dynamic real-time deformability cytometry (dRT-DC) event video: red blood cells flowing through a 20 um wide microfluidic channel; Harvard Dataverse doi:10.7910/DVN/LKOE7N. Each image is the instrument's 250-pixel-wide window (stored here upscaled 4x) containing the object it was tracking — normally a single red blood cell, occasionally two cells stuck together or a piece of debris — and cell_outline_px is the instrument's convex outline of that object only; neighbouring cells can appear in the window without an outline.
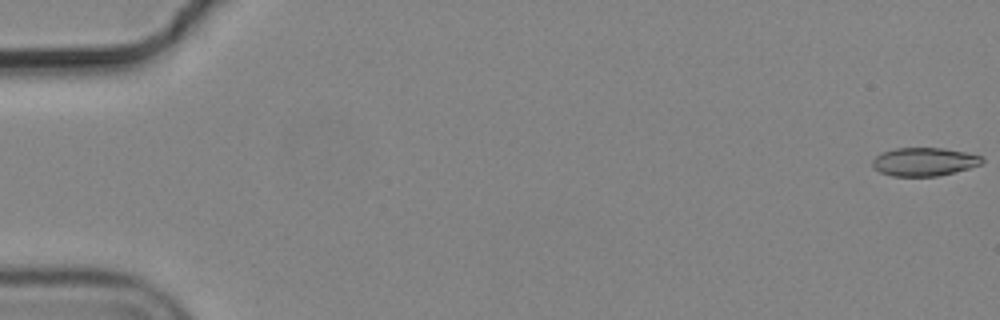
{"species": "common noctule bat (a hibernating species)", "species_latin": "Nyctalus noctula", "temperature_condition": "cold", "stored_images_in_passage": 16, "camera_frame_rate_fps": 3000, "um_per_image_px": 0.085, "animal": {"sex": "male", "body_mass_g": 19.2, "forearm_length_mm": 51.8}, "frame": {"image": 1, "passage_image": 1, "time_ms": 0.0, "image_size_px": [1000, 320], "cell_outline_px": [[984, 160], [980, 164], [968, 168], [936, 176], [892, 176], [880, 172], [872, 168], [872, 160], [880, 152], [896, 148], [944, 148], [984, 156]], "centroid_in_image_um": [78.51, 13.74], "position_along_channel_um": 6.5, "area_um2": 18.09}}
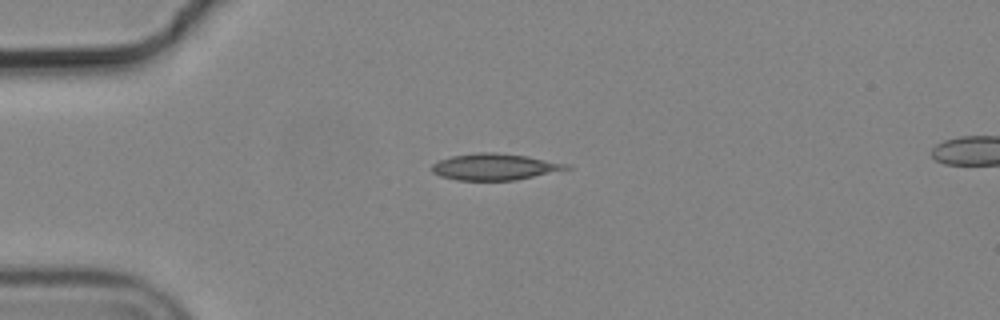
{"frame": {"image": 2, "passage_image": 15, "time_ms": 4.667, "image_size_px": [1000, 320], "cell_outline_px": [[572, 168], [516, 180], [456, 180], [440, 176], [432, 172], [432, 164], [440, 160], [452, 156], [480, 152], [496, 152], [528, 156], [572, 164]], "centroid_in_image_um": [42.09, 14.17], "position_along_channel_um": 42.9, "area_um2": 20.81}}